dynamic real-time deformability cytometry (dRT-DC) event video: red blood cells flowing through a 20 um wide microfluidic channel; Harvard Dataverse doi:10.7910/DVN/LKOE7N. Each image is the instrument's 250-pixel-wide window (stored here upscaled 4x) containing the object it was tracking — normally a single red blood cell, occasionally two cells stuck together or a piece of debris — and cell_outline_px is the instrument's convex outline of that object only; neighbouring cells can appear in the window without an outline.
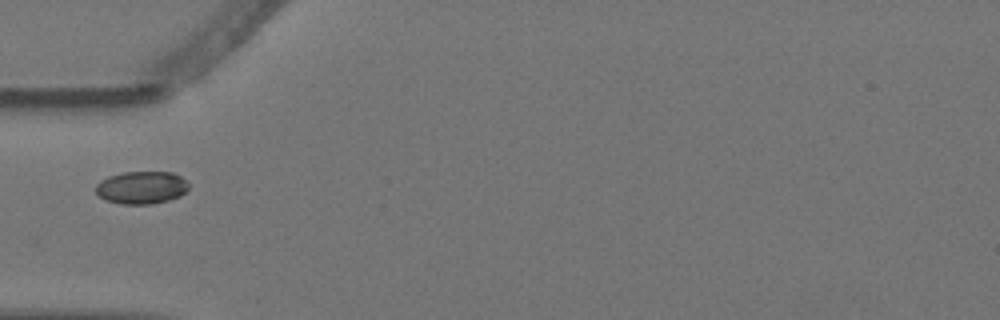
{"species": "Egyptian fruit bat (a non-hibernating species)", "species_latin": "Rousettus aegyptiacus", "temperature_condition": "warm", "stored_images_in_passage": 1, "camera_frame_rate_fps": 3000, "um_per_image_px": 0.085, "animal": {"sex": "female"}, "frame": {"image": 1, "passage_image": 1, "time_ms": 0.0, "image_size_px": [1000, 320], "cell_outline_px": [[188, 188], [180, 196], [168, 200], [152, 204], [120, 204], [108, 200], [100, 196], [96, 192], [96, 184], [100, 180], [108, 176], [124, 172], [172, 172], [180, 176], [188, 184]], "centroid_in_image_um": [12.02, 15.94], "position_along_channel_um": 73.0, "area_um2": 17.57}}